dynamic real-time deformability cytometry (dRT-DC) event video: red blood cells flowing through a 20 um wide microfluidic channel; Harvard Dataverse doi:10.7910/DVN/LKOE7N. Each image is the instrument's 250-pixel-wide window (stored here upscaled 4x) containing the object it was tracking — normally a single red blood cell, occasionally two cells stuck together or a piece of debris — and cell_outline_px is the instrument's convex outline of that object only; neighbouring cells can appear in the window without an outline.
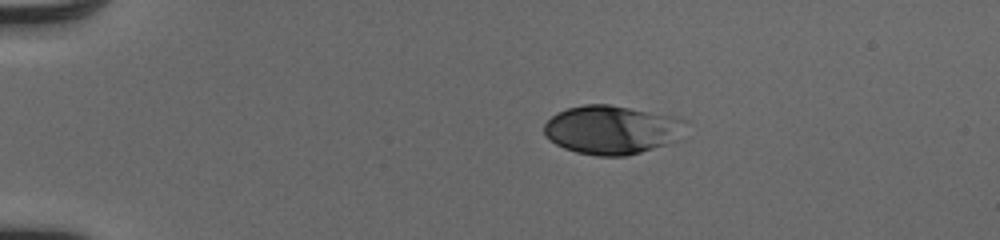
{"species": "human", "species_latin": "Homo sapiens", "temperature_condition": "cold", "stored_images_in_passage": 41, "camera_frame_rate_fps": 3000, "um_per_image_px": 0.085, "donor": {"sex": "male"}, "frame": {"image": 1, "passage_image": 1, "time_ms": 0.0, "image_size_px": [1000, 240], "cell_outline_px": [[684, 120], [676, 140], [640, 152], [624, 156], [596, 156], [576, 152], [564, 148], [556, 144], [544, 132], [544, 124], [556, 112], [568, 108], [584, 104], [608, 104], [676, 116]], "centroid_in_image_um": [51.94, 11.02], "position_along_channel_um": 33.1, "area_um2": 39.59}}
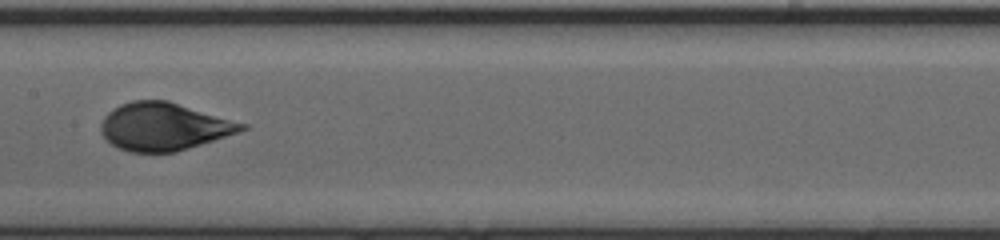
{"frame": {"image": 2, "passage_image": 18, "time_ms": 5.667, "image_size_px": [1000, 240], "cell_outline_px": [[248, 128], [240, 132], [176, 152], [128, 152], [112, 144], [100, 132], [100, 124], [104, 116], [112, 108], [120, 104], [132, 100], [168, 100], [248, 124]], "centroid_in_image_um": [13.93, 10.75], "position_along_channel_um": 193.5, "area_um2": 39.3}}
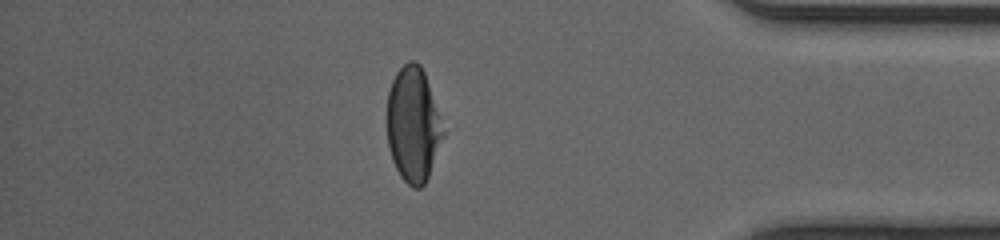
{"frame": {"image": 3, "passage_image": 35, "time_ms": 11.333, "image_size_px": [1000, 240], "cell_outline_px": [[444, 136], [428, 176], [424, 184], [420, 188], [412, 188], [400, 176], [392, 160], [388, 148], [388, 92], [392, 80], [396, 72], [408, 60], [416, 60], [420, 64], [424, 72], [444, 132]], "centroid_in_image_um": [35.1, 10.6], "position_along_channel_um": 400.1, "area_um2": 37.05}, "authors_computed_cell_mechanics": {"area_um2": 38.6104, "velocity_mm_per_s": 4.0967, "shape_relaxation_time_tau1_ms": 3.7079, "shape_relaxation_time_tau2_ms": null, "deformation_change_tau1": 0.1866, "deformation_change_tau2": null}}